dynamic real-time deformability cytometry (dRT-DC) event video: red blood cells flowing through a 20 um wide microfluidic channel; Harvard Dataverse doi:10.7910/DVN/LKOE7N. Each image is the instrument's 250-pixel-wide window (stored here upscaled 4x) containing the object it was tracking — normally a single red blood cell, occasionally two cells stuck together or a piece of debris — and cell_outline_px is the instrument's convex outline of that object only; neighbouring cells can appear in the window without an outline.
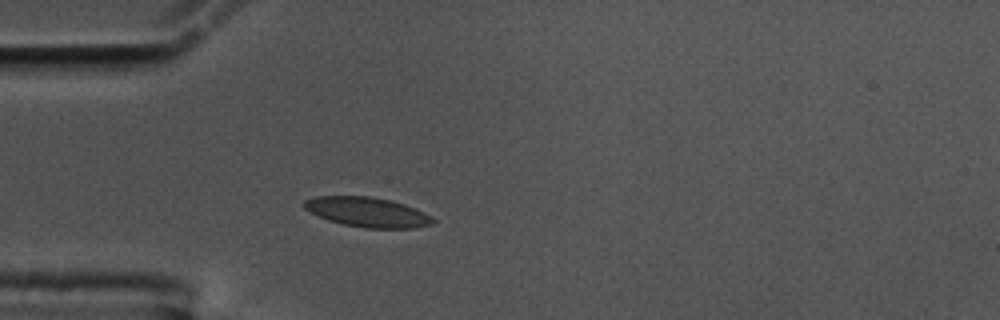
{"species": "common noctule bat (a hibernating species)", "species_latin": "Nyctalus noctula", "temperature_condition": "cold", "stored_images_in_passage": 42, "camera_frame_rate_fps": 3000, "um_per_image_px": 0.085, "animal": {"sex": "male", "body_mass_g": 17.5, "forearm_length_mm": 52.3}, "frame": {"image": 1, "passage_image": 1, "time_ms": 0.0, "image_size_px": [1000, 320], "cell_outline_px": [[436, 220], [432, 224], [412, 228], [364, 228], [344, 224], [328, 220], [304, 208], [300, 204], [304, 200], [316, 196], [372, 196], [392, 200], [404, 204], [424, 212], [432, 216]], "centroid_in_image_um": [31.23, 18.02], "position_along_channel_um": 53.8, "area_um2": 22.37}}
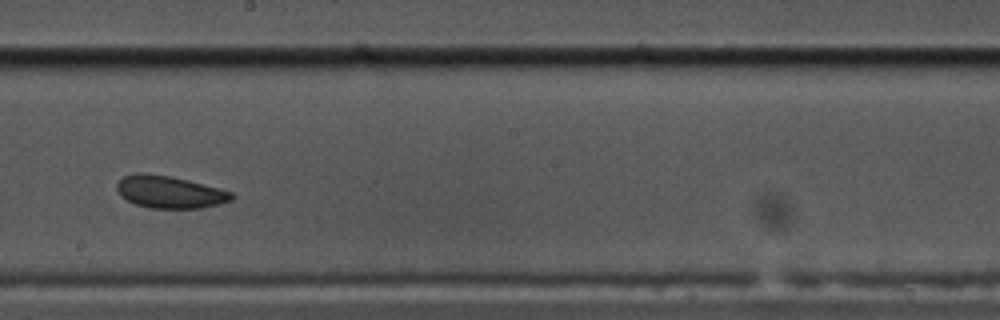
{"frame": {"image": 2, "passage_image": 17, "time_ms": 5.333, "image_size_px": [1000, 320], "cell_outline_px": [[236, 196], [232, 200], [200, 208], [148, 208], [136, 204], [120, 196], [116, 188], [116, 184], [124, 176], [136, 172], [140, 172], [168, 176], [188, 180], [232, 192]], "centroid_in_image_um": [14.39, 16.32], "position_along_channel_um": 233.8, "area_um2": 21.44}}
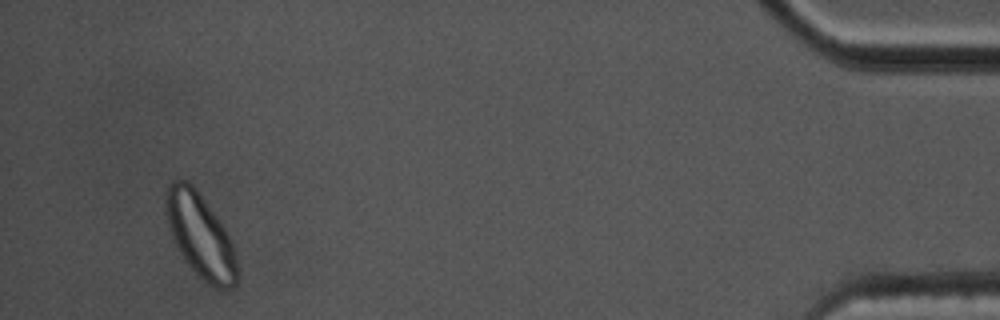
{"frame": {"image": 3, "passage_image": 39, "time_ms": 12.667, "image_size_px": [1000, 320], "cell_outline_px": [[240, 276], [236, 284], [232, 288], [216, 288], [208, 284], [184, 260], [176, 244], [168, 220], [164, 204], [168, 184], [172, 180], [188, 180], [192, 184], [220, 220], [232, 244]], "centroid_in_image_um": [17.05, 20.03], "position_along_channel_um": 418.2, "area_um2": 34.51}, "authors_computed_cell_mechanics": {"area_um2": 22.1952, "velocity_mm_per_s": 3.5175, "shape_relaxation_time_tau1_ms": 5.5598, "shape_relaxation_time_tau2_ms": 1.8223, "deformation_change_tau1": 0.0975, "deformation_change_tau2": 0.0415}}